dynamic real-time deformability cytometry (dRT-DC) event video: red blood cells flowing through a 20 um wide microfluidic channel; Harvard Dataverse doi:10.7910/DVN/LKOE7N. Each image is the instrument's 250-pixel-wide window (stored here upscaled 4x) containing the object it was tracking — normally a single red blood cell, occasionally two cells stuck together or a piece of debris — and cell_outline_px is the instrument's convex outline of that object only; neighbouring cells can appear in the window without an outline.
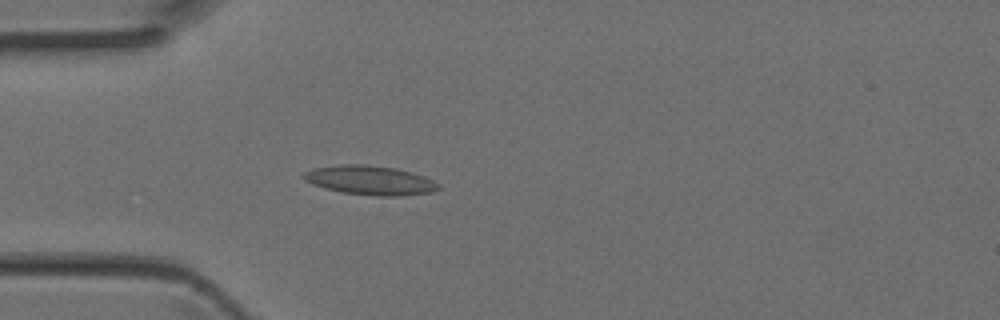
{"species": "Egyptian fruit bat (a non-hibernating species)", "species_latin": "Rousettus aegyptiacus", "temperature_condition": "room temperature", "stored_images_in_passage": 42, "camera_frame_rate_fps": 3000, "um_per_image_px": 0.085, "animal": {"sex": "female"}, "frame": {"image": 1, "passage_image": 11, "time_ms": 3.333, "image_size_px": [1000, 320], "cell_outline_px": [[440, 188], [432, 192], [400, 196], [376, 196], [344, 192], [324, 188], [312, 184], [304, 180], [300, 176], [304, 172], [316, 168], [340, 164], [364, 164], [396, 168], [412, 172], [424, 176], [440, 184]], "centroid_in_image_um": [31.46, 15.32], "position_along_channel_um": 53.5, "area_um2": 23.0}}
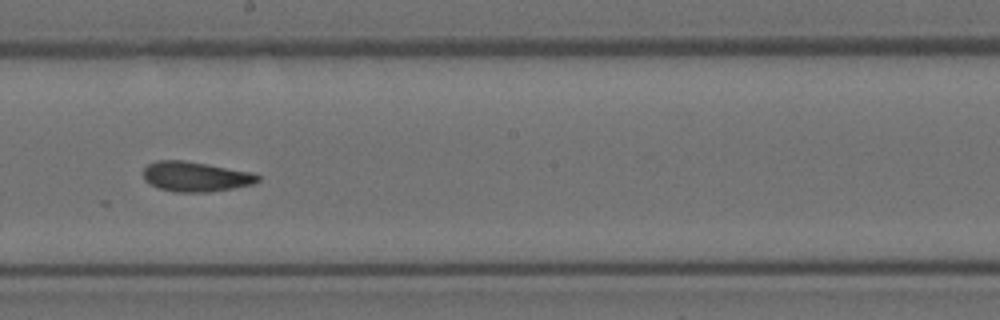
{"frame": {"image": 2, "passage_image": 23, "time_ms": 7.333, "image_size_px": [1000, 320], "cell_outline_px": [[260, 180], [252, 184], [232, 188], [208, 192], [176, 192], [160, 188], [148, 184], [144, 180], [144, 168], [148, 164], [156, 160], [184, 160], [252, 172], [260, 176]], "centroid_in_image_um": [16.6, 15.01], "position_along_channel_um": 231.6, "area_um2": 19.94}}
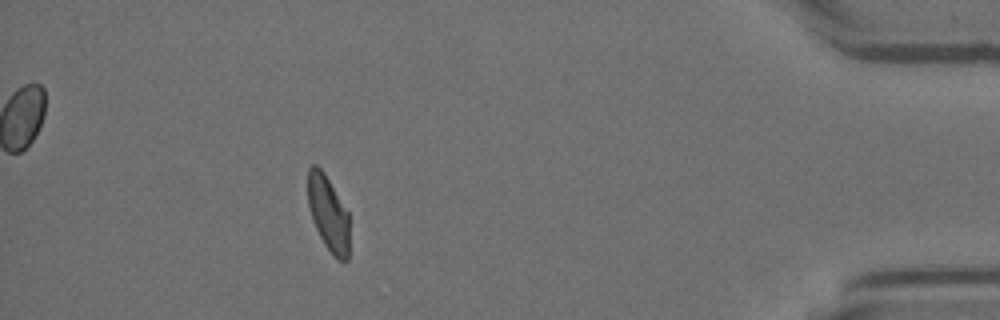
{"frame": {"image": 3, "passage_image": 38, "time_ms": 12.333, "image_size_px": [1000, 320], "cell_outline_px": [[348, 260], [340, 260], [324, 244], [312, 220], [308, 204], [308, 168], [312, 164], [316, 164], [324, 172], [348, 212]], "centroid_in_image_um": [27.88, 18.09], "position_along_channel_um": 407.3, "area_um2": 17.86}}